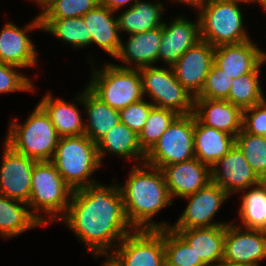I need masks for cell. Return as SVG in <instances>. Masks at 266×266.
<instances>
[{
	"label": "cell",
	"instance_id": "23",
	"mask_svg": "<svg viewBox=\"0 0 266 266\" xmlns=\"http://www.w3.org/2000/svg\"><path fill=\"white\" fill-rule=\"evenodd\" d=\"M75 100L83 104L88 117L87 123L85 122L84 134L96 145L113 126L121 122L120 112L102 102L87 87Z\"/></svg>",
	"mask_w": 266,
	"mask_h": 266
},
{
	"label": "cell",
	"instance_id": "42",
	"mask_svg": "<svg viewBox=\"0 0 266 266\" xmlns=\"http://www.w3.org/2000/svg\"><path fill=\"white\" fill-rule=\"evenodd\" d=\"M177 1L181 3H186L187 5H190L191 7H194L196 10H201L210 0H173L172 2Z\"/></svg>",
	"mask_w": 266,
	"mask_h": 266
},
{
	"label": "cell",
	"instance_id": "20",
	"mask_svg": "<svg viewBox=\"0 0 266 266\" xmlns=\"http://www.w3.org/2000/svg\"><path fill=\"white\" fill-rule=\"evenodd\" d=\"M193 114L204 125L234 137L242 130L243 111L228 100L195 98Z\"/></svg>",
	"mask_w": 266,
	"mask_h": 266
},
{
	"label": "cell",
	"instance_id": "40",
	"mask_svg": "<svg viewBox=\"0 0 266 266\" xmlns=\"http://www.w3.org/2000/svg\"><path fill=\"white\" fill-rule=\"evenodd\" d=\"M242 129L247 133L266 137V100L243 110Z\"/></svg>",
	"mask_w": 266,
	"mask_h": 266
},
{
	"label": "cell",
	"instance_id": "47",
	"mask_svg": "<svg viewBox=\"0 0 266 266\" xmlns=\"http://www.w3.org/2000/svg\"><path fill=\"white\" fill-rule=\"evenodd\" d=\"M261 183L265 186L266 188V175L261 179Z\"/></svg>",
	"mask_w": 266,
	"mask_h": 266
},
{
	"label": "cell",
	"instance_id": "24",
	"mask_svg": "<svg viewBox=\"0 0 266 266\" xmlns=\"http://www.w3.org/2000/svg\"><path fill=\"white\" fill-rule=\"evenodd\" d=\"M116 13L106 6L98 4L82 18L87 24L89 35H92L91 44L101 47L104 52L115 57L119 51L121 38Z\"/></svg>",
	"mask_w": 266,
	"mask_h": 266
},
{
	"label": "cell",
	"instance_id": "32",
	"mask_svg": "<svg viewBox=\"0 0 266 266\" xmlns=\"http://www.w3.org/2000/svg\"><path fill=\"white\" fill-rule=\"evenodd\" d=\"M250 188L241 197L238 212L243 225L240 227L266 231V188L261 182Z\"/></svg>",
	"mask_w": 266,
	"mask_h": 266
},
{
	"label": "cell",
	"instance_id": "34",
	"mask_svg": "<svg viewBox=\"0 0 266 266\" xmlns=\"http://www.w3.org/2000/svg\"><path fill=\"white\" fill-rule=\"evenodd\" d=\"M165 266H205L193 248L171 228L164 229Z\"/></svg>",
	"mask_w": 266,
	"mask_h": 266
},
{
	"label": "cell",
	"instance_id": "4",
	"mask_svg": "<svg viewBox=\"0 0 266 266\" xmlns=\"http://www.w3.org/2000/svg\"><path fill=\"white\" fill-rule=\"evenodd\" d=\"M51 162L73 190L96 183L91 176L102 165L97 145L85 134L59 137Z\"/></svg>",
	"mask_w": 266,
	"mask_h": 266
},
{
	"label": "cell",
	"instance_id": "45",
	"mask_svg": "<svg viewBox=\"0 0 266 266\" xmlns=\"http://www.w3.org/2000/svg\"><path fill=\"white\" fill-rule=\"evenodd\" d=\"M218 266H251L247 264H232L228 262H221Z\"/></svg>",
	"mask_w": 266,
	"mask_h": 266
},
{
	"label": "cell",
	"instance_id": "8",
	"mask_svg": "<svg viewBox=\"0 0 266 266\" xmlns=\"http://www.w3.org/2000/svg\"><path fill=\"white\" fill-rule=\"evenodd\" d=\"M194 114L179 115L145 154L144 163L161 169L195 158Z\"/></svg>",
	"mask_w": 266,
	"mask_h": 266
},
{
	"label": "cell",
	"instance_id": "36",
	"mask_svg": "<svg viewBox=\"0 0 266 266\" xmlns=\"http://www.w3.org/2000/svg\"><path fill=\"white\" fill-rule=\"evenodd\" d=\"M98 4L99 0H50L38 16L39 19L83 17Z\"/></svg>",
	"mask_w": 266,
	"mask_h": 266
},
{
	"label": "cell",
	"instance_id": "29",
	"mask_svg": "<svg viewBox=\"0 0 266 266\" xmlns=\"http://www.w3.org/2000/svg\"><path fill=\"white\" fill-rule=\"evenodd\" d=\"M26 207V208H25ZM28 204L0 194V236L12 238L42 223L27 209Z\"/></svg>",
	"mask_w": 266,
	"mask_h": 266
},
{
	"label": "cell",
	"instance_id": "11",
	"mask_svg": "<svg viewBox=\"0 0 266 266\" xmlns=\"http://www.w3.org/2000/svg\"><path fill=\"white\" fill-rule=\"evenodd\" d=\"M230 196L216 183L210 181L194 194L184 197L188 204L171 229H191L229 224L213 222L212 219Z\"/></svg>",
	"mask_w": 266,
	"mask_h": 266
},
{
	"label": "cell",
	"instance_id": "16",
	"mask_svg": "<svg viewBox=\"0 0 266 266\" xmlns=\"http://www.w3.org/2000/svg\"><path fill=\"white\" fill-rule=\"evenodd\" d=\"M0 32V61L22 68L35 66L37 63V50L27 34L34 29H41L39 16L23 28L13 23H6Z\"/></svg>",
	"mask_w": 266,
	"mask_h": 266
},
{
	"label": "cell",
	"instance_id": "27",
	"mask_svg": "<svg viewBox=\"0 0 266 266\" xmlns=\"http://www.w3.org/2000/svg\"><path fill=\"white\" fill-rule=\"evenodd\" d=\"M163 8L164 5L159 0L156 4L137 0L117 16L119 32L124 31L130 35L162 26L164 24L161 20Z\"/></svg>",
	"mask_w": 266,
	"mask_h": 266
},
{
	"label": "cell",
	"instance_id": "37",
	"mask_svg": "<svg viewBox=\"0 0 266 266\" xmlns=\"http://www.w3.org/2000/svg\"><path fill=\"white\" fill-rule=\"evenodd\" d=\"M231 81L232 77L213 63L201 93L195 98L226 100L232 86Z\"/></svg>",
	"mask_w": 266,
	"mask_h": 266
},
{
	"label": "cell",
	"instance_id": "5",
	"mask_svg": "<svg viewBox=\"0 0 266 266\" xmlns=\"http://www.w3.org/2000/svg\"><path fill=\"white\" fill-rule=\"evenodd\" d=\"M34 109L22 125L12 120L4 142L17 153L37 161H51L59 136L45 110L39 104Z\"/></svg>",
	"mask_w": 266,
	"mask_h": 266
},
{
	"label": "cell",
	"instance_id": "41",
	"mask_svg": "<svg viewBox=\"0 0 266 266\" xmlns=\"http://www.w3.org/2000/svg\"><path fill=\"white\" fill-rule=\"evenodd\" d=\"M133 1L135 3L137 0H99V4L117 12L120 8L127 6V4L130 5Z\"/></svg>",
	"mask_w": 266,
	"mask_h": 266
},
{
	"label": "cell",
	"instance_id": "2",
	"mask_svg": "<svg viewBox=\"0 0 266 266\" xmlns=\"http://www.w3.org/2000/svg\"><path fill=\"white\" fill-rule=\"evenodd\" d=\"M139 165L132 167L125 185L119 184L127 220L134 230L170 228V223L162 221L157 224L151 220L174 201L170 197L163 172L144 162Z\"/></svg>",
	"mask_w": 266,
	"mask_h": 266
},
{
	"label": "cell",
	"instance_id": "35",
	"mask_svg": "<svg viewBox=\"0 0 266 266\" xmlns=\"http://www.w3.org/2000/svg\"><path fill=\"white\" fill-rule=\"evenodd\" d=\"M235 144L242 151L251 169L262 179L266 175V137L253 135L242 129L235 137Z\"/></svg>",
	"mask_w": 266,
	"mask_h": 266
},
{
	"label": "cell",
	"instance_id": "15",
	"mask_svg": "<svg viewBox=\"0 0 266 266\" xmlns=\"http://www.w3.org/2000/svg\"><path fill=\"white\" fill-rule=\"evenodd\" d=\"M211 181L231 196L233 193L245 192L248 187L259 184L261 179L251 169L242 151L235 144L211 167Z\"/></svg>",
	"mask_w": 266,
	"mask_h": 266
},
{
	"label": "cell",
	"instance_id": "43",
	"mask_svg": "<svg viewBox=\"0 0 266 266\" xmlns=\"http://www.w3.org/2000/svg\"><path fill=\"white\" fill-rule=\"evenodd\" d=\"M107 260L104 261L102 266H117V264L109 257L107 256Z\"/></svg>",
	"mask_w": 266,
	"mask_h": 266
},
{
	"label": "cell",
	"instance_id": "7",
	"mask_svg": "<svg viewBox=\"0 0 266 266\" xmlns=\"http://www.w3.org/2000/svg\"><path fill=\"white\" fill-rule=\"evenodd\" d=\"M92 67L91 81L86 87L113 109L120 111L145 98L139 69L122 68L112 63L104 64L99 70Z\"/></svg>",
	"mask_w": 266,
	"mask_h": 266
},
{
	"label": "cell",
	"instance_id": "30",
	"mask_svg": "<svg viewBox=\"0 0 266 266\" xmlns=\"http://www.w3.org/2000/svg\"><path fill=\"white\" fill-rule=\"evenodd\" d=\"M42 31L54 35L75 48L91 45L92 35L82 17L65 19H40Z\"/></svg>",
	"mask_w": 266,
	"mask_h": 266
},
{
	"label": "cell",
	"instance_id": "25",
	"mask_svg": "<svg viewBox=\"0 0 266 266\" xmlns=\"http://www.w3.org/2000/svg\"><path fill=\"white\" fill-rule=\"evenodd\" d=\"M234 145V136L204 125L195 117L194 152L200 162L211 168Z\"/></svg>",
	"mask_w": 266,
	"mask_h": 266
},
{
	"label": "cell",
	"instance_id": "14",
	"mask_svg": "<svg viewBox=\"0 0 266 266\" xmlns=\"http://www.w3.org/2000/svg\"><path fill=\"white\" fill-rule=\"evenodd\" d=\"M214 50L210 43L199 40L190 47L171 67L178 82L193 97H197L214 62Z\"/></svg>",
	"mask_w": 266,
	"mask_h": 266
},
{
	"label": "cell",
	"instance_id": "1",
	"mask_svg": "<svg viewBox=\"0 0 266 266\" xmlns=\"http://www.w3.org/2000/svg\"><path fill=\"white\" fill-rule=\"evenodd\" d=\"M62 220L96 258L109 256L113 246L134 231L118 183L107 186L96 182L74 190Z\"/></svg>",
	"mask_w": 266,
	"mask_h": 266
},
{
	"label": "cell",
	"instance_id": "28",
	"mask_svg": "<svg viewBox=\"0 0 266 266\" xmlns=\"http://www.w3.org/2000/svg\"><path fill=\"white\" fill-rule=\"evenodd\" d=\"M97 153L100 163H102L105 153L119 156V158H133L137 161L140 160L141 163L145 159V153L138 142V134L121 122L113 126L97 144Z\"/></svg>",
	"mask_w": 266,
	"mask_h": 266
},
{
	"label": "cell",
	"instance_id": "21",
	"mask_svg": "<svg viewBox=\"0 0 266 266\" xmlns=\"http://www.w3.org/2000/svg\"><path fill=\"white\" fill-rule=\"evenodd\" d=\"M129 37L125 44L121 40L119 51L115 56L128 65L116 64V66L139 69L155 65L161 45V26L143 33L130 34Z\"/></svg>",
	"mask_w": 266,
	"mask_h": 266
},
{
	"label": "cell",
	"instance_id": "46",
	"mask_svg": "<svg viewBox=\"0 0 266 266\" xmlns=\"http://www.w3.org/2000/svg\"><path fill=\"white\" fill-rule=\"evenodd\" d=\"M34 2L36 1L38 3V6L40 5L42 8L50 1V0H33Z\"/></svg>",
	"mask_w": 266,
	"mask_h": 266
},
{
	"label": "cell",
	"instance_id": "10",
	"mask_svg": "<svg viewBox=\"0 0 266 266\" xmlns=\"http://www.w3.org/2000/svg\"><path fill=\"white\" fill-rule=\"evenodd\" d=\"M114 247L117 266H165L164 229L134 230Z\"/></svg>",
	"mask_w": 266,
	"mask_h": 266
},
{
	"label": "cell",
	"instance_id": "12",
	"mask_svg": "<svg viewBox=\"0 0 266 266\" xmlns=\"http://www.w3.org/2000/svg\"><path fill=\"white\" fill-rule=\"evenodd\" d=\"M225 225L222 262L260 266L266 259V231Z\"/></svg>",
	"mask_w": 266,
	"mask_h": 266
},
{
	"label": "cell",
	"instance_id": "3",
	"mask_svg": "<svg viewBox=\"0 0 266 266\" xmlns=\"http://www.w3.org/2000/svg\"><path fill=\"white\" fill-rule=\"evenodd\" d=\"M73 189L64 181L51 161H37L31 176V195L29 208L33 215L44 225L65 216ZM50 215V219L36 212ZM60 215H59V214Z\"/></svg>",
	"mask_w": 266,
	"mask_h": 266
},
{
	"label": "cell",
	"instance_id": "13",
	"mask_svg": "<svg viewBox=\"0 0 266 266\" xmlns=\"http://www.w3.org/2000/svg\"><path fill=\"white\" fill-rule=\"evenodd\" d=\"M0 167V194L28 204L31 176L37 160L17 153L4 142Z\"/></svg>",
	"mask_w": 266,
	"mask_h": 266
},
{
	"label": "cell",
	"instance_id": "17",
	"mask_svg": "<svg viewBox=\"0 0 266 266\" xmlns=\"http://www.w3.org/2000/svg\"><path fill=\"white\" fill-rule=\"evenodd\" d=\"M200 37V23L185 19L183 16H176L171 23L166 21L161 26V45L158 51L157 62H163L172 67L176 61L194 44Z\"/></svg>",
	"mask_w": 266,
	"mask_h": 266
},
{
	"label": "cell",
	"instance_id": "39",
	"mask_svg": "<svg viewBox=\"0 0 266 266\" xmlns=\"http://www.w3.org/2000/svg\"><path fill=\"white\" fill-rule=\"evenodd\" d=\"M142 100L128 105L126 108L121 109L120 120L121 123L127 125L132 131L139 135L142 131L146 120L148 119L149 113L154 107L151 102Z\"/></svg>",
	"mask_w": 266,
	"mask_h": 266
},
{
	"label": "cell",
	"instance_id": "6",
	"mask_svg": "<svg viewBox=\"0 0 266 266\" xmlns=\"http://www.w3.org/2000/svg\"><path fill=\"white\" fill-rule=\"evenodd\" d=\"M239 3L249 4L248 0H210L199 10L197 16L201 39L213 47L250 40L244 28V17Z\"/></svg>",
	"mask_w": 266,
	"mask_h": 266
},
{
	"label": "cell",
	"instance_id": "19",
	"mask_svg": "<svg viewBox=\"0 0 266 266\" xmlns=\"http://www.w3.org/2000/svg\"><path fill=\"white\" fill-rule=\"evenodd\" d=\"M266 59L252 39L238 44L215 47L214 64L233 79L251 73Z\"/></svg>",
	"mask_w": 266,
	"mask_h": 266
},
{
	"label": "cell",
	"instance_id": "38",
	"mask_svg": "<svg viewBox=\"0 0 266 266\" xmlns=\"http://www.w3.org/2000/svg\"><path fill=\"white\" fill-rule=\"evenodd\" d=\"M15 65L2 63L0 61V93L18 91H31L35 86L26 75L18 73Z\"/></svg>",
	"mask_w": 266,
	"mask_h": 266
},
{
	"label": "cell",
	"instance_id": "22",
	"mask_svg": "<svg viewBox=\"0 0 266 266\" xmlns=\"http://www.w3.org/2000/svg\"><path fill=\"white\" fill-rule=\"evenodd\" d=\"M172 230L193 248L205 266H218L222 262L225 225Z\"/></svg>",
	"mask_w": 266,
	"mask_h": 266
},
{
	"label": "cell",
	"instance_id": "26",
	"mask_svg": "<svg viewBox=\"0 0 266 266\" xmlns=\"http://www.w3.org/2000/svg\"><path fill=\"white\" fill-rule=\"evenodd\" d=\"M50 93L44 95L38 104L49 115L57 135L59 137L84 135L85 120L81 117L80 109L72 102L54 99Z\"/></svg>",
	"mask_w": 266,
	"mask_h": 266
},
{
	"label": "cell",
	"instance_id": "31",
	"mask_svg": "<svg viewBox=\"0 0 266 266\" xmlns=\"http://www.w3.org/2000/svg\"><path fill=\"white\" fill-rule=\"evenodd\" d=\"M266 59L251 73L233 79L229 96L226 100L239 107L242 111L258 105L266 100L260 85V68ZM259 78V79H258Z\"/></svg>",
	"mask_w": 266,
	"mask_h": 266
},
{
	"label": "cell",
	"instance_id": "9",
	"mask_svg": "<svg viewBox=\"0 0 266 266\" xmlns=\"http://www.w3.org/2000/svg\"><path fill=\"white\" fill-rule=\"evenodd\" d=\"M139 71L143 95L147 94L154 106L173 110L179 115L193 113L195 98L178 82L171 67L154 65L139 68Z\"/></svg>",
	"mask_w": 266,
	"mask_h": 266
},
{
	"label": "cell",
	"instance_id": "33",
	"mask_svg": "<svg viewBox=\"0 0 266 266\" xmlns=\"http://www.w3.org/2000/svg\"><path fill=\"white\" fill-rule=\"evenodd\" d=\"M179 116L173 110L154 106L142 131L138 135V142L142 151L146 154L159 140L169 125Z\"/></svg>",
	"mask_w": 266,
	"mask_h": 266
},
{
	"label": "cell",
	"instance_id": "44",
	"mask_svg": "<svg viewBox=\"0 0 266 266\" xmlns=\"http://www.w3.org/2000/svg\"><path fill=\"white\" fill-rule=\"evenodd\" d=\"M248 2L250 4L252 2L260 3L261 7H263V9L266 10V0H248Z\"/></svg>",
	"mask_w": 266,
	"mask_h": 266
},
{
	"label": "cell",
	"instance_id": "18",
	"mask_svg": "<svg viewBox=\"0 0 266 266\" xmlns=\"http://www.w3.org/2000/svg\"><path fill=\"white\" fill-rule=\"evenodd\" d=\"M161 171L172 200L194 194L211 181V168L197 158L163 166Z\"/></svg>",
	"mask_w": 266,
	"mask_h": 266
}]
</instances>
